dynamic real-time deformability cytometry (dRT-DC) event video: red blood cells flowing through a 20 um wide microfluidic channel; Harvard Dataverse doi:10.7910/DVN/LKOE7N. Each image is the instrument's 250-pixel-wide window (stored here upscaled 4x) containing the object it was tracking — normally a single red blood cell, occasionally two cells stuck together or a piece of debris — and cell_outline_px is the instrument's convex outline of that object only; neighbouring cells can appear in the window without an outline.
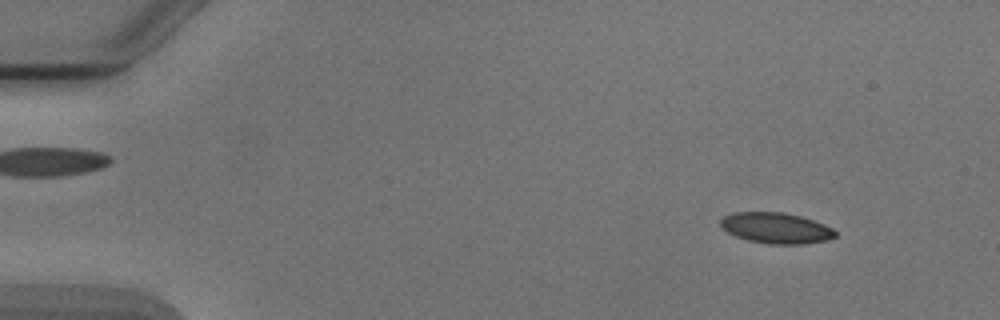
{"species": "Egyptian fruit bat (a non-hibernating species)", "species_latin": "Rousettus aegyptiacus", "temperature_condition": "cold", "stored_images_in_passage": 4, "camera_frame_rate_fps": 3000, "um_per_image_px": 0.085, "animal": {"sex": "male"}, "frame": {"image": 1, "passage_image": 1, "time_ms": 0.0, "image_size_px": [1000, 320], "cell_outline_px": [[836, 236], [828, 240], [804, 244], [768, 244], [748, 240], [736, 236], [728, 232], [720, 224], [720, 220], [724, 216], [732, 212], [784, 212], [800, 216], [824, 224], [832, 228], [836, 232]], "centroid_in_image_um": [65.97, 19.38], "position_along_channel_um": 19.0, "area_um2": 20.58}}
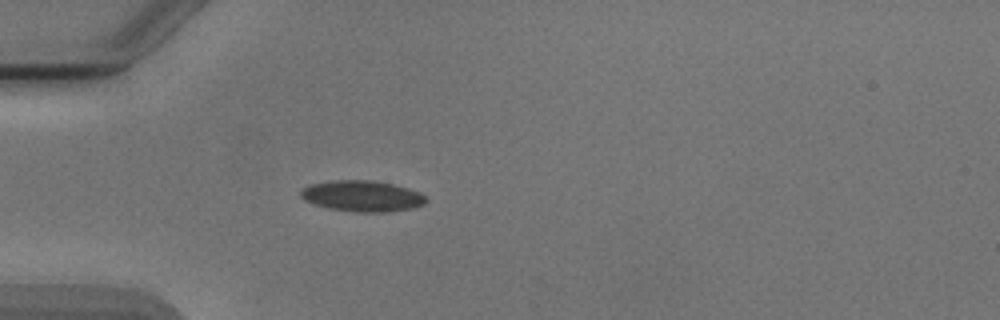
{"frame": {"image": 2, "passage_image": 4, "time_ms": 3.333, "image_size_px": [1000, 320], "cell_outline_px": [[428, 200], [424, 204], [412, 208], [388, 212], [356, 212], [328, 208], [304, 200], [300, 196], [300, 188], [308, 184], [332, 180], [372, 180], [392, 184], [408, 188], [420, 192]], "centroid_in_image_um": [30.76, 16.66], "position_along_channel_um": 54.2, "area_um2": 22.77}}